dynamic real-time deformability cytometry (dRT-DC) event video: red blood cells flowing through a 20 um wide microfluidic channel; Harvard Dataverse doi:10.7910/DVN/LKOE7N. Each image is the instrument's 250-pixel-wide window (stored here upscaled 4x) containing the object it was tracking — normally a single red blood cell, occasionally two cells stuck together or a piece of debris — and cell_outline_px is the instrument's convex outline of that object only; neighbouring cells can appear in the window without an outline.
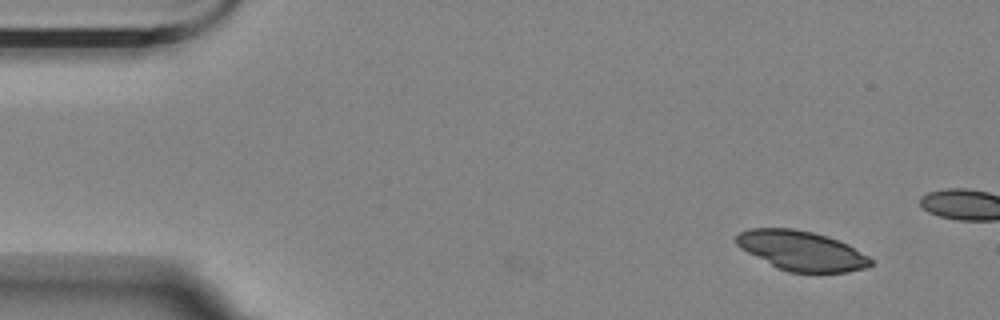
{"species": "Egyptian fruit bat (a non-hibernating species)", "species_latin": "Rousettus aegyptiacus", "temperature_condition": "room temperature", "stored_images_in_passage": 12, "camera_frame_rate_fps": 3000, "um_per_image_px": 0.085, "animal": {"sex": "female"}, "frame": {"image": 1, "passage_image": 1, "time_ms": 0.0, "image_size_px": [1000, 320], "cell_outline_px": [[872, 264], [868, 268], [848, 272], [788, 272], [776, 268], [740, 248], [736, 244], [736, 236], [740, 232], [748, 228], [792, 228], [812, 232], [848, 244], [868, 256], [872, 260]], "centroid_in_image_um": [68.12, 21.32], "position_along_channel_um": 16.9, "area_um2": 30.98}}